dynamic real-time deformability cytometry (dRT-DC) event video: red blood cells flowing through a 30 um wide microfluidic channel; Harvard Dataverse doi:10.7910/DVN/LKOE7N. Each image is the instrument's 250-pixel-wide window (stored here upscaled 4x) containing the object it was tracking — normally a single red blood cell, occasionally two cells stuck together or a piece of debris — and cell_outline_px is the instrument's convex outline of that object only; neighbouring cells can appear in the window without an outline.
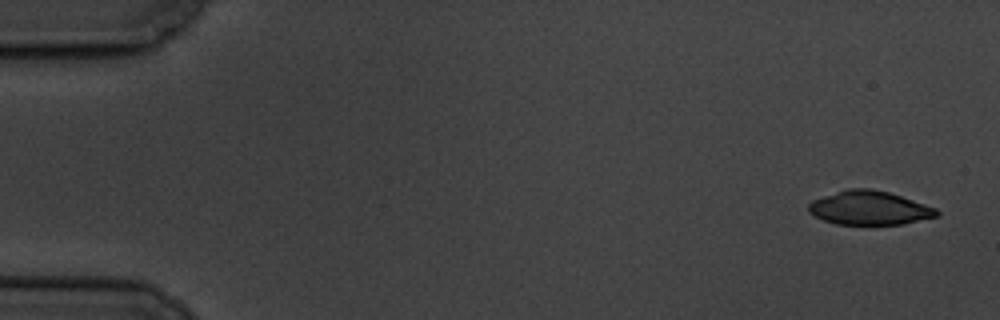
{"species": "common noctule bat (a hibernating species)", "species_latin": "Nyctalus noctula", "temperature_condition": "cold", "stored_images_in_passage": 6, "camera_frame_rate_fps": 3000, "um_per_image_px": 0.085, "animal": {"sex": "male", "body_mass_g": 19.5, "forearm_length_mm": 54.6}, "frame": {"image": 1, "passage_image": 1, "time_ms": 0.0, "image_size_px": [1000, 320], "cell_outline_px": [[940, 216], [904, 224], [836, 224], [824, 220], [808, 212], [808, 204], [812, 200], [848, 188], [872, 188], [888, 192], [936, 208], [940, 212]], "centroid_in_image_um": [73.91, 17.68], "position_along_channel_um": 11.1, "area_um2": 25.2}}
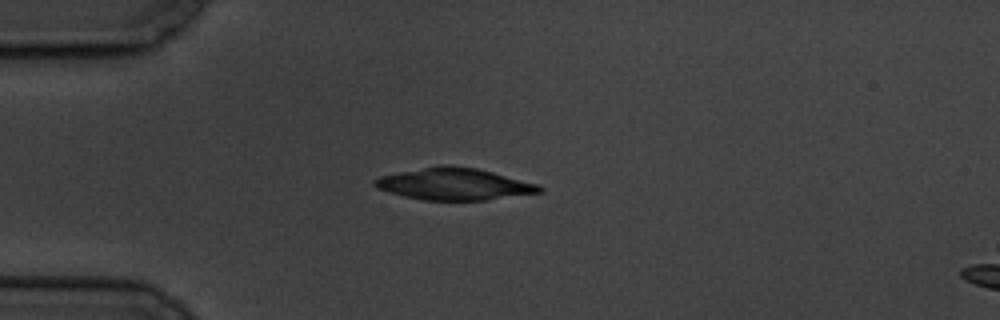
{"frame": {"image": 2, "passage_image": 5, "time_ms": 4.333, "image_size_px": [1000, 320], "cell_outline_px": [[544, 192], [484, 200], [424, 200], [404, 196], [388, 192], [376, 188], [372, 184], [372, 180], [380, 176], [440, 164], [476, 168], [492, 172], [536, 184], [544, 188]], "centroid_in_image_um": [38.57, 15.65], "position_along_channel_um": 46.4, "area_um2": 30.4}}